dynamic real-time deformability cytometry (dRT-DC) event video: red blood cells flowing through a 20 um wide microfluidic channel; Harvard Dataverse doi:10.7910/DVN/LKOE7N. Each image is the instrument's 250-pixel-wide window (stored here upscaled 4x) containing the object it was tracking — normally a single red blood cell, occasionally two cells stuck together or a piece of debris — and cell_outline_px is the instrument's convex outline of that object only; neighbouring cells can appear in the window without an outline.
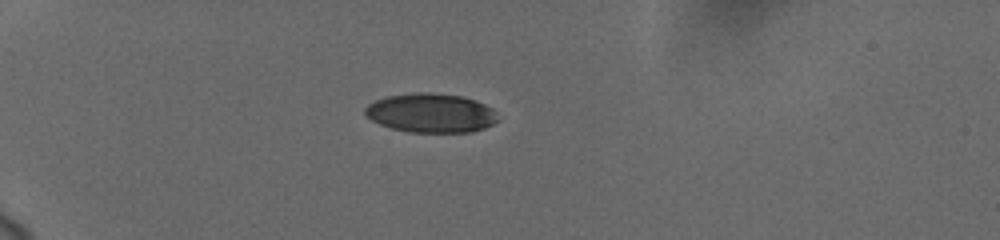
{"species": "human", "species_latin": "Homo sapiens", "temperature_condition": "cold", "stored_images_in_passage": 41, "camera_frame_rate_fps": 3000, "um_per_image_px": 0.085, "donor": {"sex": "female"}, "frame": {"image": 1, "passage_image": 1, "time_ms": 0.0, "image_size_px": [1000, 240], "cell_outline_px": [[500, 120], [484, 128], [472, 132], [408, 132], [392, 128], [380, 124], [372, 120], [364, 112], [364, 108], [368, 104], [376, 100], [388, 96], [416, 92], [428, 92], [460, 96], [476, 100], [492, 108], [496, 112]], "centroid_in_image_um": [36.65, 9.61], "position_along_channel_um": 48.3, "area_um2": 30.29}}
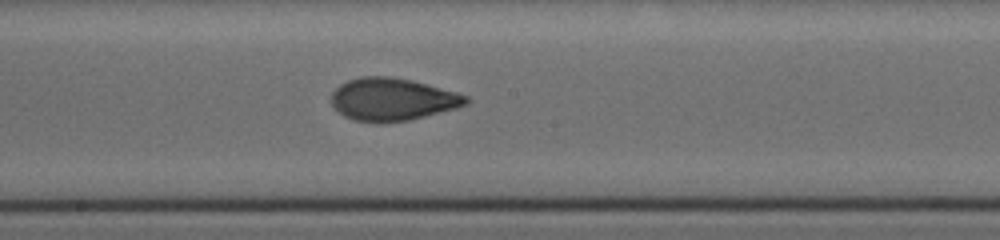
{"frame": {"image": 2, "passage_image": 18, "time_ms": 5.667, "image_size_px": [1000, 240], "cell_outline_px": [[472, 100], [468, 104], [456, 108], [408, 120], [376, 124], [356, 120], [344, 116], [332, 104], [332, 92], [340, 84], [348, 80], [360, 76], [392, 76], [412, 80], [456, 92], [468, 96]], "centroid_in_image_um": [33.37, 8.44], "position_along_channel_um": 214.8, "area_um2": 33.52}}
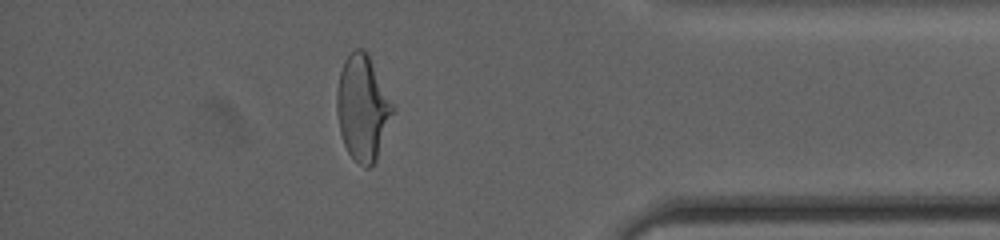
{"frame": {"image": 3, "passage_image": 35, "time_ms": 11.333, "image_size_px": [1000, 240], "cell_outline_px": [[392, 112], [376, 160], [368, 168], [364, 168], [348, 152], [344, 144], [340, 132], [336, 112], [336, 92], [340, 72], [344, 60], [356, 48], [364, 48], [368, 52], [392, 104]], "centroid_in_image_um": [30.78, 9.14], "position_along_channel_um": 404.4, "area_um2": 33.64}, "authors_computed_cell_mechanics": {"area_um2": 33.1194, "velocity_mm_per_s": 3.7109, "shape_relaxation_time_tau1_ms": 4.7691, "shape_relaxation_time_tau2_ms": 1.2215, "deformation_change_tau1": 0.1854, "deformation_change_tau2": 0.0596}}